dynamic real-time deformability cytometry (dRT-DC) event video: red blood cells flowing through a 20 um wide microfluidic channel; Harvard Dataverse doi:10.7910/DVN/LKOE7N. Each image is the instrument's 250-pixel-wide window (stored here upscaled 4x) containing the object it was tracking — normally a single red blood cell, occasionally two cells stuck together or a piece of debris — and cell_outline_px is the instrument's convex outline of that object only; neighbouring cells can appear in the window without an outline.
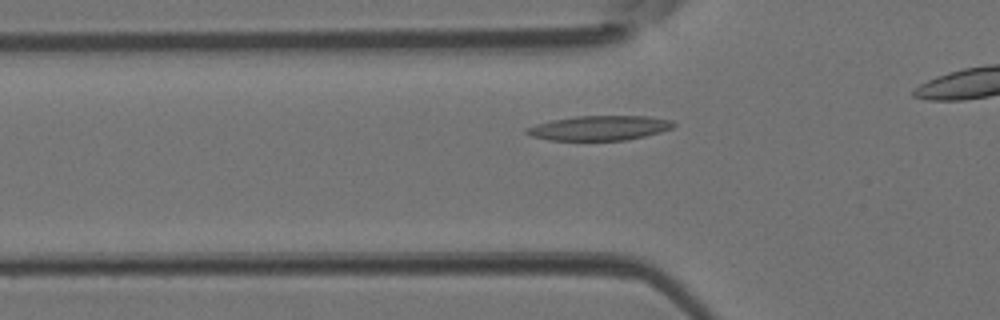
{"species": "Egyptian fruit bat (a non-hibernating species)", "species_latin": "Rousettus aegyptiacus", "temperature_condition": "room temperature", "stored_images_in_passage": 30, "camera_frame_rate_fps": 3000, "um_per_image_px": 0.085, "animal": {"sex": "female"}, "frame": {"image": 1, "passage_image": 8, "time_ms": 2.333, "image_size_px": [1000, 320], "cell_outline_px": [[676, 124], [672, 128], [660, 132], [628, 140], [548, 140], [532, 136], [524, 132], [524, 128], [536, 124], [552, 120], [576, 116], [648, 116], [672, 120]], "centroid_in_image_um": [50.94, 10.88], "position_along_channel_um": 74.9, "area_um2": 21.15}}
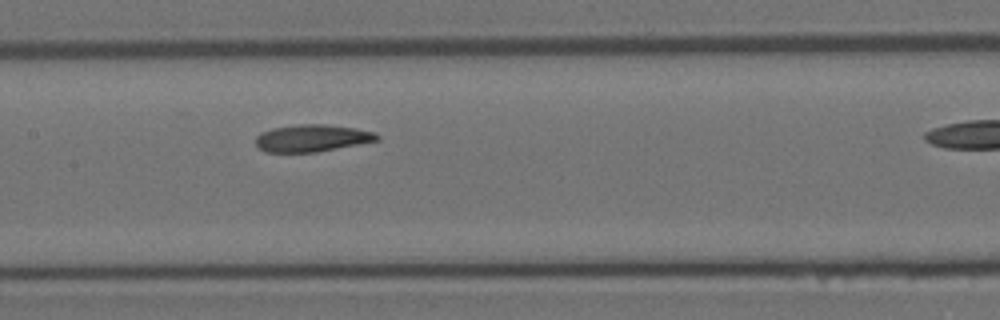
{"frame": {"image": 2, "passage_image": 15, "time_ms": 4.667, "image_size_px": [1000, 320], "cell_outline_px": [[380, 140], [316, 152], [264, 152], [256, 144], [256, 136], [260, 132], [272, 128], [300, 124], [324, 124], [356, 128], [376, 132], [380, 136]], "centroid_in_image_um": [26.53, 11.73], "position_along_channel_um": 180.9, "area_um2": 19.25}}
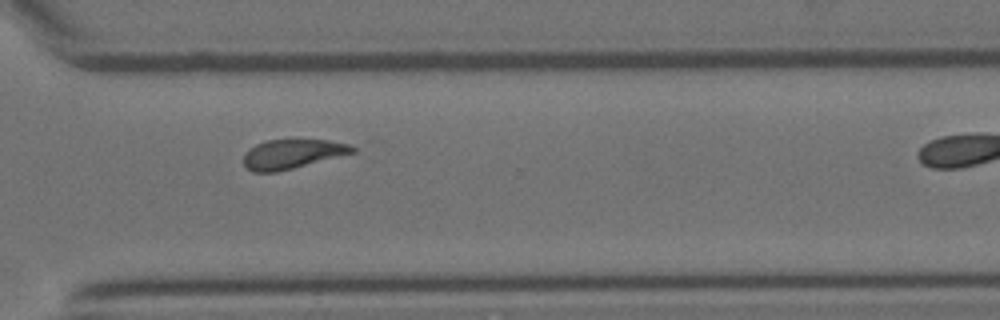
{"frame": {"image": 3, "passage_image": 26, "time_ms": 8.333, "image_size_px": [1000, 320], "cell_outline_px": [[356, 152], [276, 172], [252, 172], [244, 164], [244, 152], [248, 148], [256, 144], [268, 140], [328, 140], [348, 144], [356, 148]], "centroid_in_image_um": [24.82, 13.08], "position_along_channel_um": 345.8, "area_um2": 18.44}}